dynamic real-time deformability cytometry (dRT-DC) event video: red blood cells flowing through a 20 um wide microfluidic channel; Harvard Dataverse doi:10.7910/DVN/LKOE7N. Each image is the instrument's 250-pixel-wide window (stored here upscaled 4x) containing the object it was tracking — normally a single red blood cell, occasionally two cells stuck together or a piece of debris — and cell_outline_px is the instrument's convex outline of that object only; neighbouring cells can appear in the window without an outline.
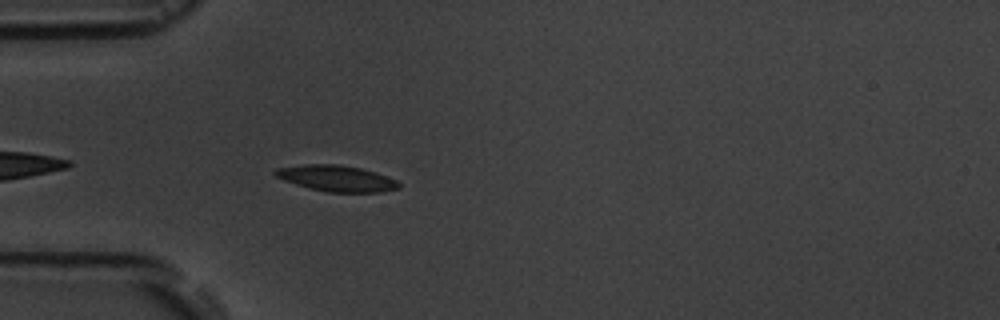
{"species": "common noctule bat (a hibernating species)", "species_latin": "Nyctalus noctula", "temperature_condition": "room temperature", "stored_images_in_passage": 5, "camera_frame_rate_fps": 3000, "um_per_image_px": 0.085, "animal": {"sex": "male", "body_mass_g": 19.5, "forearm_length_mm": 54.6}, "frame": {"image": 1, "passage_image": 5, "time_ms": 4.667, "image_size_px": [1000, 320], "cell_outline_px": [[400, 188], [380, 192], [328, 192], [296, 184], [284, 180], [276, 176], [272, 172], [276, 168], [304, 164], [340, 164], [360, 168], [396, 180], [400, 184]], "centroid_in_image_um": [28.58, 15.15], "position_along_channel_um": 56.4, "area_um2": 18.5}}